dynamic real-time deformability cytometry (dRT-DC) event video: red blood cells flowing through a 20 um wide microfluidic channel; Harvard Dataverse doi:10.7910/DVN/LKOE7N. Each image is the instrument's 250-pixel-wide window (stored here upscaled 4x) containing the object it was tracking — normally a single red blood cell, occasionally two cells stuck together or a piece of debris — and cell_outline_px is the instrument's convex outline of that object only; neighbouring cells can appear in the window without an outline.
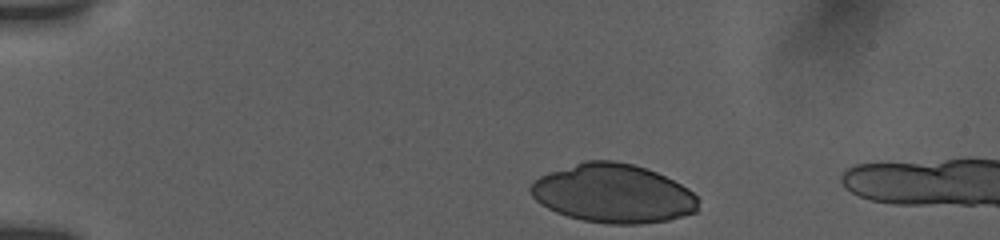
{"species": "human", "species_latin": "Homo sapiens", "temperature_condition": "room temperature", "stored_images_in_passage": 52, "camera_frame_rate_fps": 3000, "um_per_image_px": 0.085, "donor": {"sex": "female"}, "frame": {"image": 1, "passage_image": 1, "time_ms": 0.0, "image_size_px": [1000, 240], "cell_outline_px": [[700, 200], [696, 212], [668, 220], [640, 224], [608, 224], [584, 220], [568, 216], [556, 212], [540, 204], [532, 196], [528, 188], [540, 176], [584, 160], [612, 160], [632, 164], [656, 172], [688, 188]], "centroid_in_image_um": [52.12, 16.45], "position_along_channel_um": 32.9, "area_um2": 57.22}}